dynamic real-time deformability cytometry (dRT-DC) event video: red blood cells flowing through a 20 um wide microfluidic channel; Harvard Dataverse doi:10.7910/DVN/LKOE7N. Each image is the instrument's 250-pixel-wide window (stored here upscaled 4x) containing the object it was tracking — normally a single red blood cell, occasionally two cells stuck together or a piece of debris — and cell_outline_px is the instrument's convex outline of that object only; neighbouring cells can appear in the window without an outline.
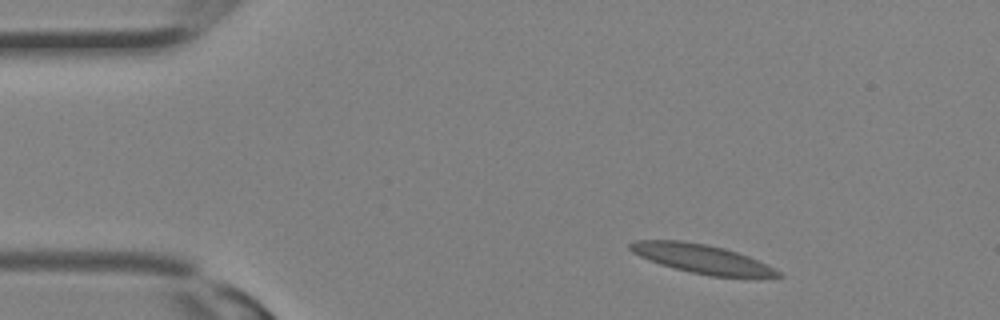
{"species": "Egyptian fruit bat (a non-hibernating species)", "species_latin": "Rousettus aegyptiacus", "temperature_condition": "room temperature", "stored_images_in_passage": 29, "camera_frame_rate_fps": 3000, "um_per_image_px": 0.085, "animal": {"sex": "female"}, "frame": {"image": 1, "passage_image": 2, "time_ms": 0.333, "image_size_px": [1000, 320], "cell_outline_px": [[784, 276], [712, 276], [692, 272], [660, 264], [648, 260], [632, 252], [628, 248], [628, 244], [636, 240], [684, 240], [724, 248], [748, 256], [780, 272]], "centroid_in_image_um": [59.55, 21.97], "position_along_channel_um": 25.4, "area_um2": 24.28}}
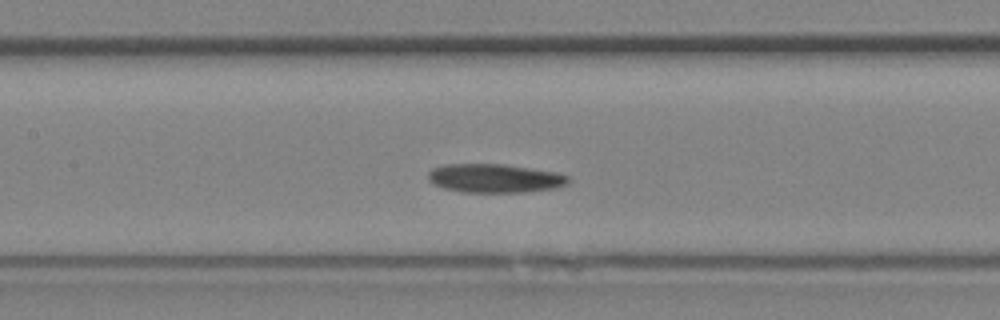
{"frame": {"image": 2, "passage_image": 12, "time_ms": 3.667, "image_size_px": [1000, 320], "cell_outline_px": [[568, 184], [556, 188], [528, 192], [460, 192], [444, 188], [428, 180], [428, 172], [432, 168], [444, 164], [504, 164], [556, 172], [568, 176]], "centroid_in_image_um": [42.05, 15.15], "position_along_channel_um": 165.4, "area_um2": 23.52}}
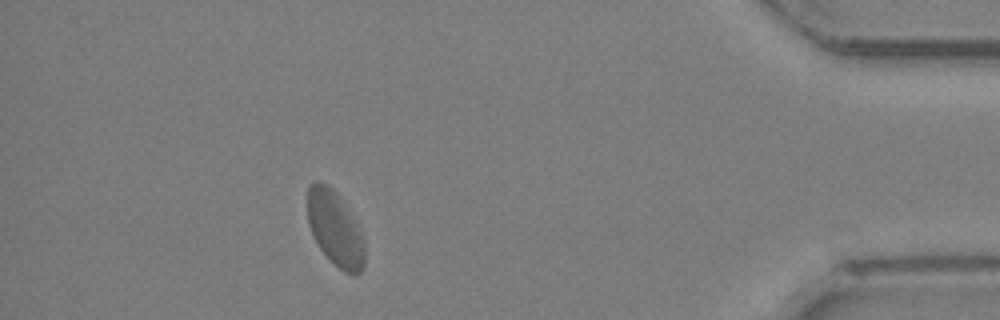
{"frame": {"image": 3, "passage_image": 26, "time_ms": 8.333, "image_size_px": [1000, 320], "cell_outline_px": [[364, 268], [356, 276], [352, 276], [344, 272], [320, 248], [308, 224], [308, 188], [316, 180], [320, 180], [332, 188], [336, 192], [360, 232], [364, 244]], "centroid_in_image_um": [28.47, 19.45], "position_along_channel_um": 406.7, "area_um2": 24.16}}